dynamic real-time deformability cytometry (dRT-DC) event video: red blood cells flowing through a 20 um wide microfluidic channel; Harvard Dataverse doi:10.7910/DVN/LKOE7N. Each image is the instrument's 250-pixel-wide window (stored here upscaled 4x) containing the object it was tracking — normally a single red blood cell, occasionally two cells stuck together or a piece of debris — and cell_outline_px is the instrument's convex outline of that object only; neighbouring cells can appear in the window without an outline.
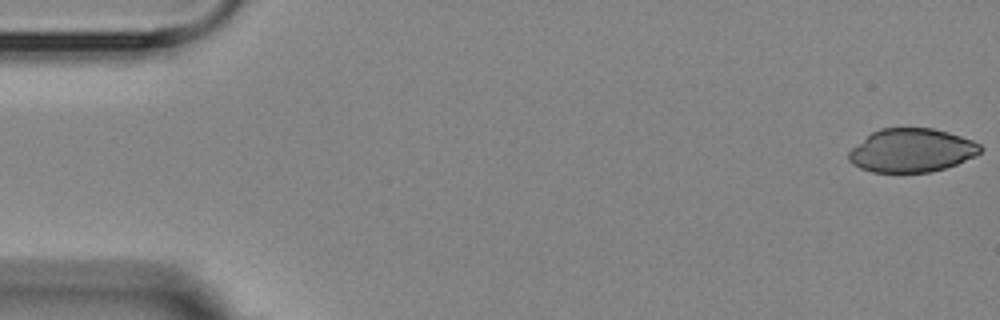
{"species": "Egyptian fruit bat (a non-hibernating species)", "species_latin": "Rousettus aegyptiacus", "temperature_condition": "room temperature", "stored_images_in_passage": 5, "segment_of_instrument_passage": [2, 2], "camera_frame_rate_fps": 3000, "um_per_image_px": 0.085, "animal": {"sex": "female"}, "frame": {"image": 1, "passage_image": 5, "time_ms": 5.0, "image_size_px": [1000, 320], "cell_outline_px": [[984, 148], [976, 156], [956, 164], [932, 172], [872, 172], [860, 168], [852, 164], [848, 160], [848, 152], [852, 148], [872, 132], [880, 128], [932, 128], [948, 132], [972, 140], [980, 144]], "centroid_in_image_um": [77.49, 12.79], "position_along_channel_um": 7.5, "area_um2": 33.41}}